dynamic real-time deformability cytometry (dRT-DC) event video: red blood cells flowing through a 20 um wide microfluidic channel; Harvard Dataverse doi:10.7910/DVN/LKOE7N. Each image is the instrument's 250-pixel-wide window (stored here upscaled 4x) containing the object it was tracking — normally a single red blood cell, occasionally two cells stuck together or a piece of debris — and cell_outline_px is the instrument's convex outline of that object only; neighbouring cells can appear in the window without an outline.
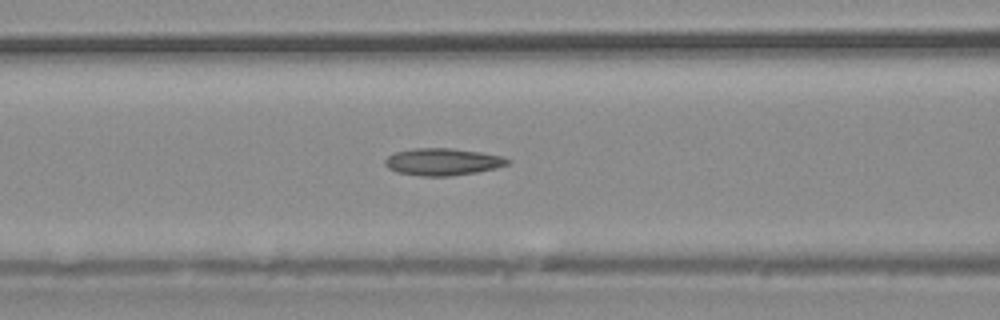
{"species": "common noctule bat (a hibernating species)", "species_latin": "Nyctalus noctula", "temperature_condition": "warm", "stored_images_in_passage": 35, "camera_frame_rate_fps": 3000, "um_per_image_px": 0.085, "animal": {"sex": "male", "body_mass_g": 20.4}, "frame": {"image": 1, "passage_image": 13, "time_ms": 4.0, "image_size_px": [1000, 320], "cell_outline_px": [[512, 160], [508, 164], [496, 168], [476, 172], [448, 176], [424, 176], [396, 172], [388, 168], [384, 164], [384, 160], [388, 156], [396, 152], [412, 148], [452, 148], [480, 152], [500, 156]], "centroid_in_image_um": [37.61, 13.75], "position_along_channel_um": 129.0, "area_um2": 19.31}}
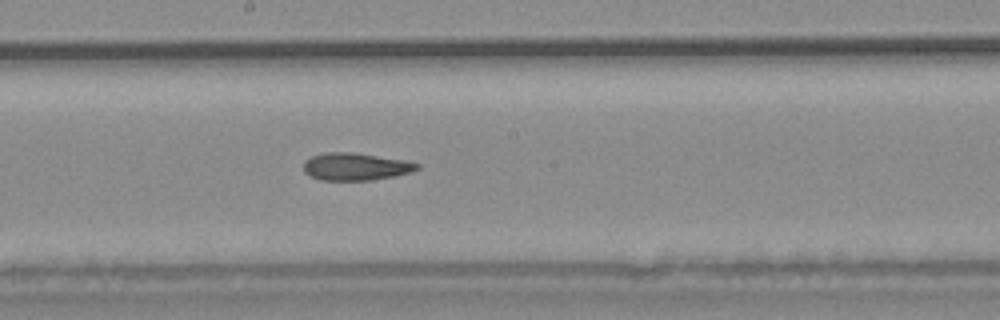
{"frame": {"image": 2, "passage_image": 18, "time_ms": 5.667, "image_size_px": [1000, 320], "cell_outline_px": [[420, 168], [412, 172], [396, 176], [372, 180], [320, 180], [304, 172], [304, 160], [312, 156], [324, 152], [352, 152], [408, 160], [420, 164]], "centroid_in_image_um": [30.27, 14.15], "position_along_channel_um": 217.9, "area_um2": 18.38}}
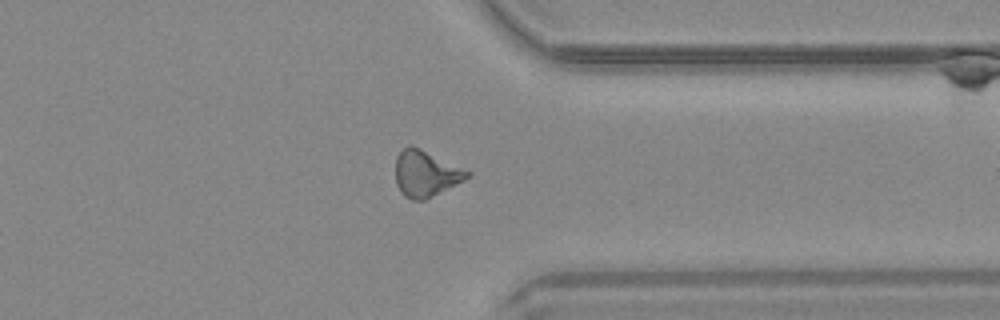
{"frame": {"image": 3, "passage_image": 27, "time_ms": 8.667, "image_size_px": [1000, 320], "cell_outline_px": [[472, 172], [464, 180], [424, 200], [412, 200], [404, 196], [396, 184], [396, 156], [408, 144], [412, 144]], "centroid_in_image_um": [36.16, 14.74], "position_along_channel_um": 375.2, "area_um2": 19.19}}